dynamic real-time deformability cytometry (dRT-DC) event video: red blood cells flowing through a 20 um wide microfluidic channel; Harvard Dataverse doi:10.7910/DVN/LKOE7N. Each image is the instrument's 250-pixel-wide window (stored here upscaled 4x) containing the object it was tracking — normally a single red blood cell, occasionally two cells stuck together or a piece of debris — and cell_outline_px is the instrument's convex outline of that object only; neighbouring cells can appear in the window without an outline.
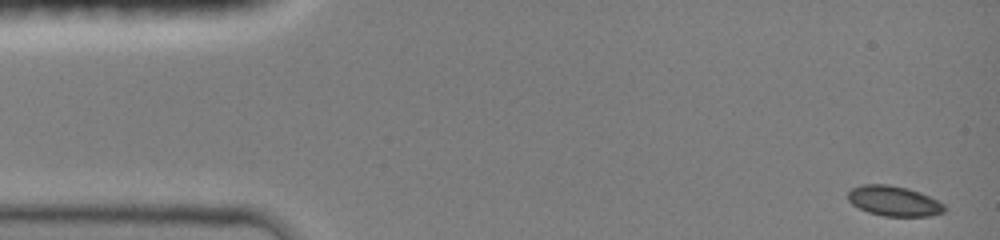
{"species": "common noctule bat (a hibernating species)", "species_latin": "Nyctalus noctula", "temperature_condition": "room temperature", "stored_images_in_passage": 47, "camera_frame_rate_fps": 3000, "um_per_image_px": 0.085, "animal": {"sex": "female", "body_mass_g": 19.0, "forearm_length_mm": 51.5}, "frame": {"image": 1, "passage_image": 1, "time_ms": 0.0, "image_size_px": [1000, 240], "cell_outline_px": [[944, 212], [928, 216], [884, 216], [868, 212], [852, 204], [848, 200], [848, 192], [852, 188], [864, 184], [888, 184], [908, 188], [920, 192], [944, 204]], "centroid_in_image_um": [75.96, 17.08], "position_along_channel_um": 9.0, "area_um2": 16.82}}
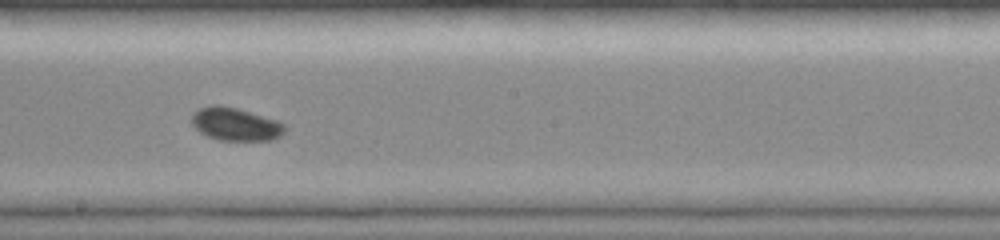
{"frame": {"image": 2, "passage_image": 26, "time_ms": 8.333, "image_size_px": [1000, 240], "cell_outline_px": [[288, 128], [280, 136], [272, 140], [220, 140], [208, 136], [200, 132], [192, 124], [192, 116], [200, 108], [212, 104], [220, 104], [236, 108], [280, 120]], "centroid_in_image_um": [20.07, 10.55], "position_along_channel_um": 228.1, "area_um2": 17.98}}
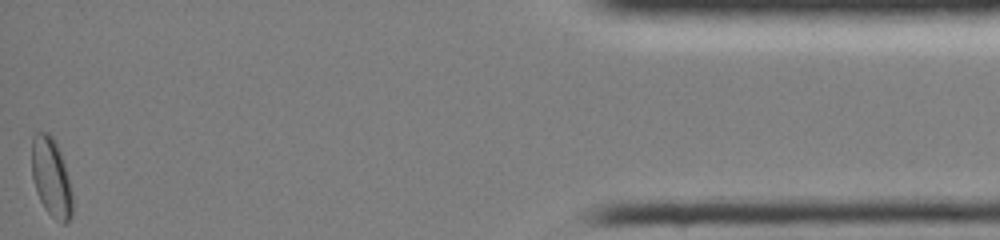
{"frame": {"image": 3, "passage_image": 47, "time_ms": 15.333, "image_size_px": [1000, 240], "cell_outline_px": [[72, 216], [64, 224], [60, 224], [44, 208], [36, 192], [32, 176], [32, 136], [36, 132], [48, 132], [52, 136], [60, 152], [68, 176], [72, 192]], "centroid_in_image_um": [4.35, 15.09], "position_along_channel_um": 430.9, "area_um2": 18.73}, "authors_computed_cell_mechanics": {"area_um2": 17.34, "velocity_mm_per_s": 4.0055, "shape_relaxation_time_tau1_ms": 7.8659, "shape_relaxation_time_tau2_ms": null, "deformation_change_tau1": 0.0762, "deformation_change_tau2": null}}